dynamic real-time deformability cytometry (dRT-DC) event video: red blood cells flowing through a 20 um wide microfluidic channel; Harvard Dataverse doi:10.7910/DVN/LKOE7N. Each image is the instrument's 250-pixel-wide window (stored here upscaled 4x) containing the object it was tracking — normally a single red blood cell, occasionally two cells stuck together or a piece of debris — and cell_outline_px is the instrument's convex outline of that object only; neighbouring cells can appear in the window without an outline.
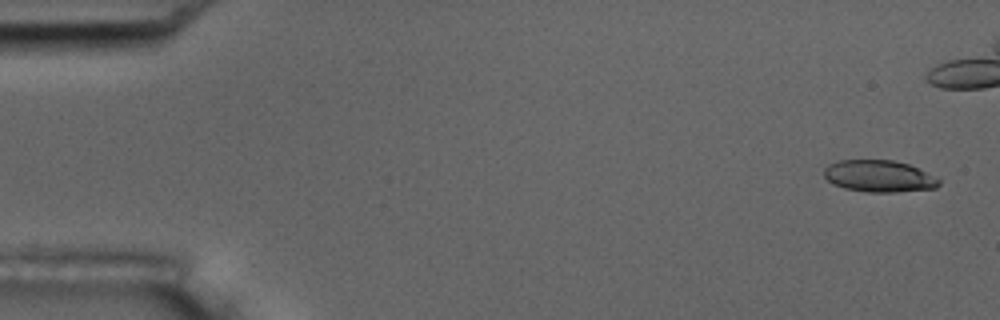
{"species": "common noctule bat (a hibernating species)", "species_latin": "Nyctalus noctula", "temperature_condition": "room temperature", "stored_images_in_passage": 11, "camera_frame_rate_fps": 3000, "um_per_image_px": 0.085, "animal": {"sex": "male", "body_mass_g": 17.5, "forearm_length_mm": 52.3}, "frame": {"image": 1, "passage_image": 1, "time_ms": 0.0, "image_size_px": [1000, 320], "cell_outline_px": [[940, 184], [936, 188], [896, 192], [868, 192], [844, 188], [832, 184], [824, 176], [824, 168], [828, 164], [836, 160], [892, 160], [908, 164], [940, 180]], "centroid_in_image_um": [74.66, 14.97], "position_along_channel_um": 10.3, "area_um2": 21.21}}